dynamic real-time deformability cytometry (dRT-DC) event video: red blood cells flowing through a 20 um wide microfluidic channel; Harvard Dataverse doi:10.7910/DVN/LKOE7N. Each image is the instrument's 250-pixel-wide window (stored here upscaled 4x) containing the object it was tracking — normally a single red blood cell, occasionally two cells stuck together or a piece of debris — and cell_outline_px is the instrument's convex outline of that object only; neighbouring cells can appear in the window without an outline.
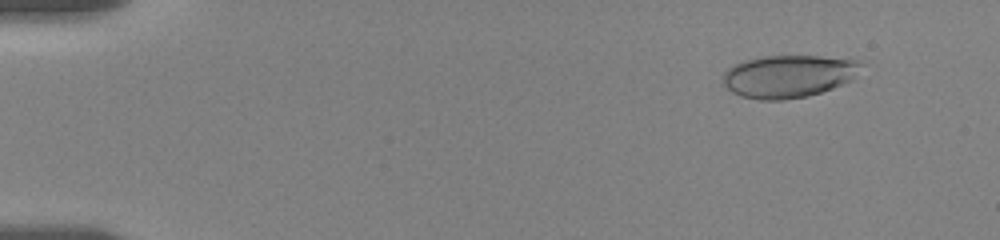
{"species": "human", "species_latin": "Homo sapiens", "temperature_condition": "room temperature", "stored_images_in_passage": 57, "camera_frame_rate_fps": 3000, "um_per_image_px": 0.085, "donor": {"sex": "female"}, "frame": {"image": 1, "passage_image": 6, "time_ms": 1.667, "image_size_px": [1000, 240], "cell_outline_px": [[860, 64], [848, 80], [832, 88], [808, 96], [784, 100], [760, 100], [740, 96], [732, 92], [720, 84], [724, 72], [728, 68], [736, 64], [748, 60], [764, 56], [820, 56], [856, 60]], "centroid_in_image_um": [66.89, 6.5], "position_along_channel_um": 18.1, "area_um2": 33.76}}
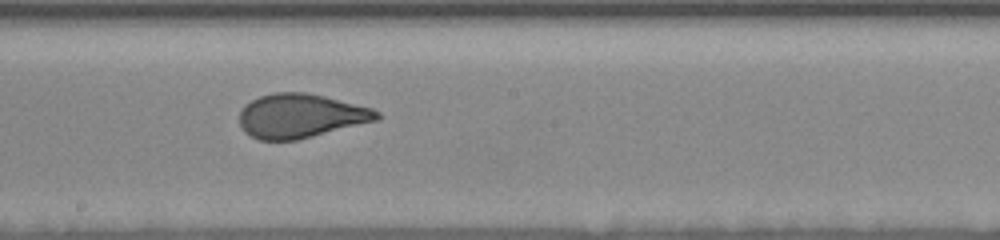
{"frame": {"image": 2, "passage_image": 33, "time_ms": 10.667, "image_size_px": [1000, 240], "cell_outline_px": [[380, 120], [296, 140], [260, 140], [244, 132], [240, 124], [240, 112], [244, 104], [260, 96], [276, 92], [308, 92], [372, 108], [380, 112]], "centroid_in_image_um": [25.57, 9.85], "position_along_channel_um": 222.6, "area_um2": 35.32}}
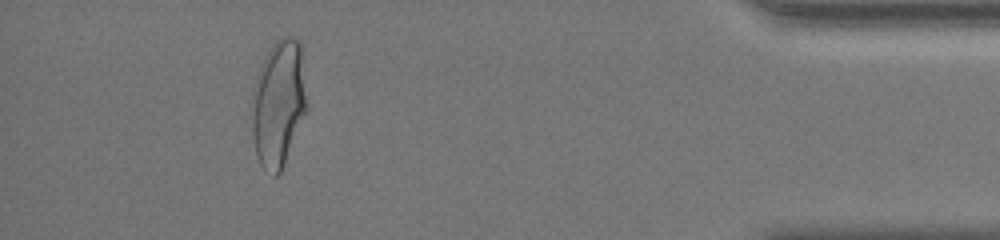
{"frame": {"image": 3, "passage_image": 53, "time_ms": 17.333, "image_size_px": [1000, 240], "cell_outline_px": [[308, 108], [284, 164], [280, 172], [276, 176], [272, 176], [260, 164], [256, 156], [252, 136], [252, 92], [260, 64], [264, 56], [272, 44], [276, 40], [284, 36], [288, 36], [300, 40]], "centroid_in_image_um": [23.67, 8.78], "position_along_channel_um": 411.5, "area_um2": 40.98}, "authors_computed_cell_mechanics": {"area_um2": 35.6048, "velocity_mm_per_s": 3.5549, "shape_relaxation_time_tau1_ms": 5.352, "shape_relaxation_time_tau2_ms": null, "deformation_change_tau1": 0.1982, "deformation_change_tau2": null}}